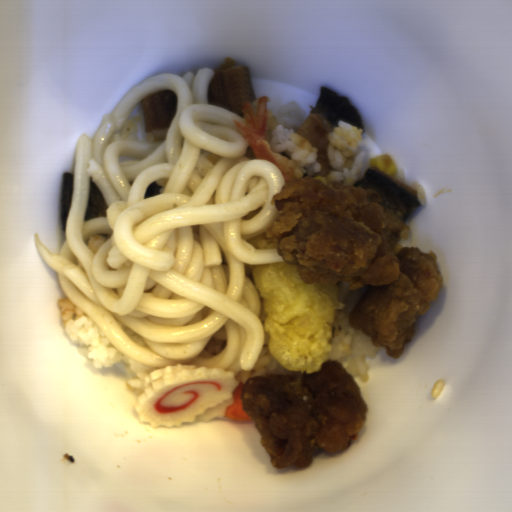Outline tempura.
Masks as SVG:
<instances>
[{
  "mask_svg": "<svg viewBox=\"0 0 512 512\" xmlns=\"http://www.w3.org/2000/svg\"><path fill=\"white\" fill-rule=\"evenodd\" d=\"M262 300L259 316L267 331L268 352L288 374H314L331 359L337 283L305 284L287 262L251 265Z\"/></svg>",
  "mask_w": 512,
  "mask_h": 512,
  "instance_id": "8679c707",
  "label": "tempura"
},
{
  "mask_svg": "<svg viewBox=\"0 0 512 512\" xmlns=\"http://www.w3.org/2000/svg\"><path fill=\"white\" fill-rule=\"evenodd\" d=\"M233 126L248 142L255 159L271 162L286 183L294 178H304L300 166L272 150V139L277 128L269 111V96L245 102L243 114L232 118Z\"/></svg>",
  "mask_w": 512,
  "mask_h": 512,
  "instance_id": "d4f62c59",
  "label": "tempura"
},
{
  "mask_svg": "<svg viewBox=\"0 0 512 512\" xmlns=\"http://www.w3.org/2000/svg\"><path fill=\"white\" fill-rule=\"evenodd\" d=\"M266 231L253 237H250L246 241L256 249H277V243L274 241L273 238H267Z\"/></svg>",
  "mask_w": 512,
  "mask_h": 512,
  "instance_id": "6ee92434",
  "label": "tempura"
}]
</instances>
